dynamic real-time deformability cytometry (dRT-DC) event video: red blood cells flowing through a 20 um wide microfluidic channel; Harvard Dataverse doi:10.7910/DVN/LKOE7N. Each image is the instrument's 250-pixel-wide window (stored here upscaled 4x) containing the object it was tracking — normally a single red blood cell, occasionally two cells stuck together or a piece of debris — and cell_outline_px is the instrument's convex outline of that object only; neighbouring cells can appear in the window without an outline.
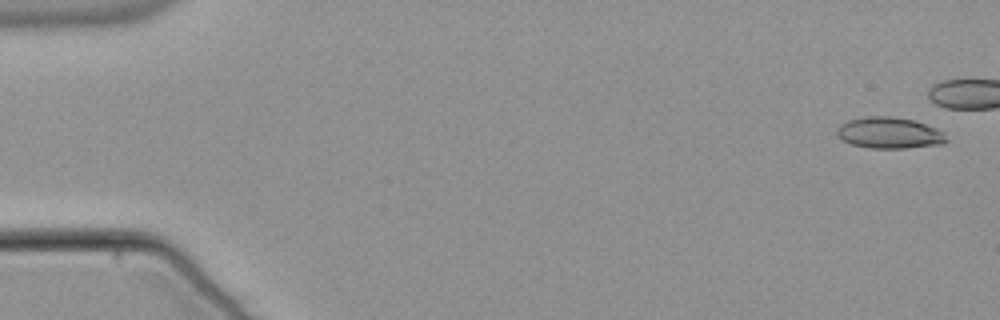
{"species": "common noctule bat (a hibernating species)", "species_latin": "Nyctalus noctula", "temperature_condition": "warm", "stored_images_in_passage": 43, "camera_frame_rate_fps": 3000, "um_per_image_px": 0.085, "animal": {"sex": "male", "body_mass_g": 21.5, "forearm_length_mm": 52.0}, "frame": {"image": 1, "passage_image": 2, "time_ms": 0.333, "image_size_px": [1000, 320], "cell_outline_px": [[948, 140], [944, 144], [904, 148], [872, 148], [852, 144], [836, 136], [836, 128], [840, 124], [848, 120], [868, 116], [892, 116], [916, 120], [936, 128], [944, 132]], "centroid_in_image_um": [75.61, 11.28], "position_along_channel_um": 9.4, "area_um2": 20.11}}
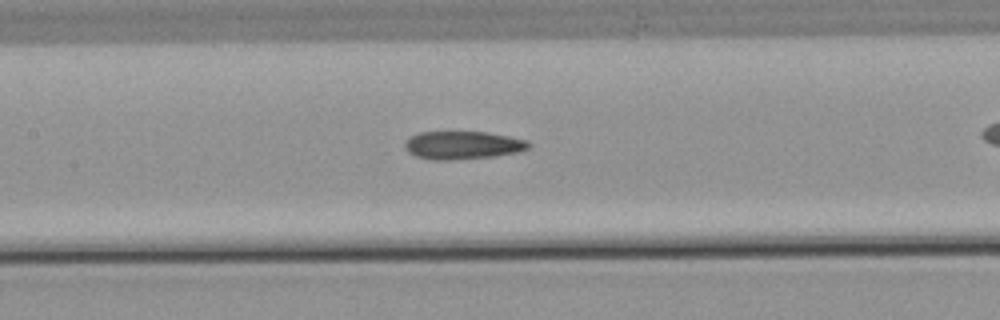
{"frame": {"image": 2, "passage_image": 26, "time_ms": 8.333, "image_size_px": [1000, 320], "cell_outline_px": [[532, 144], [528, 148], [516, 152], [492, 156], [448, 160], [432, 160], [416, 156], [408, 152], [404, 144], [404, 140], [420, 132], [488, 132], [528, 140]], "centroid_in_image_um": [39.32, 12.33], "position_along_channel_um": 168.1, "area_um2": 20.11}}
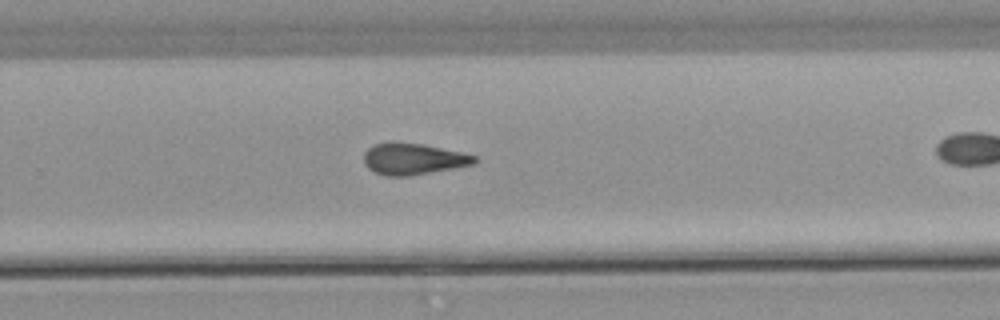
{"frame": {"image": 3, "passage_image": 36, "time_ms": 11.667, "image_size_px": [1000, 320], "cell_outline_px": [[480, 160], [476, 164], [408, 176], [384, 176], [368, 168], [364, 164], [364, 152], [372, 144], [388, 140], [392, 140], [420, 144], [460, 152], [476, 156]], "centroid_in_image_um": [35.08, 13.49], "position_along_channel_um": 294.7, "area_um2": 20.52}}